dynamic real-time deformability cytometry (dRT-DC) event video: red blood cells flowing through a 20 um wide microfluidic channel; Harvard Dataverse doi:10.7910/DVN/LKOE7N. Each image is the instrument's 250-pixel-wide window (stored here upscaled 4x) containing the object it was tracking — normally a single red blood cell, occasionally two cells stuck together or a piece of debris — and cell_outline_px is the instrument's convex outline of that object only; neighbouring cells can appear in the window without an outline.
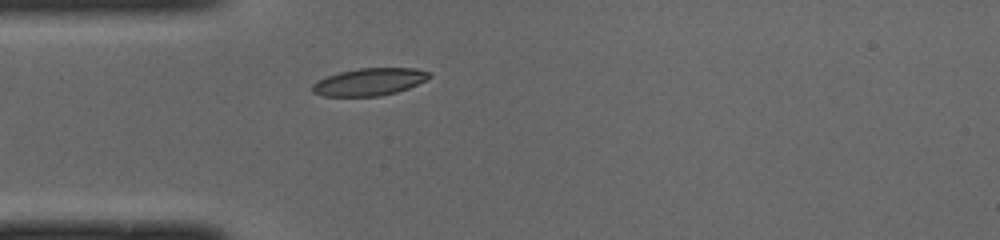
{"species": "common noctule bat (a hibernating species)", "species_latin": "Nyctalus noctula", "temperature_condition": "cold", "stored_images_in_passage": 37, "camera_frame_rate_fps": 3000, "um_per_image_px": 0.085, "animal": {"sex": "male", "body_mass_g": 19.0, "forearm_length_mm": 50.8}, "frame": {"image": 1, "passage_image": 1, "time_ms": 0.0, "image_size_px": [1000, 240], "cell_outline_px": [[432, 76], [408, 88], [396, 92], [380, 96], [324, 96], [312, 92], [312, 84], [316, 80], [340, 72], [360, 68], [416, 68], [432, 72]], "centroid_in_image_um": [31.4, 6.95], "position_along_channel_um": 53.6, "area_um2": 18.61}}
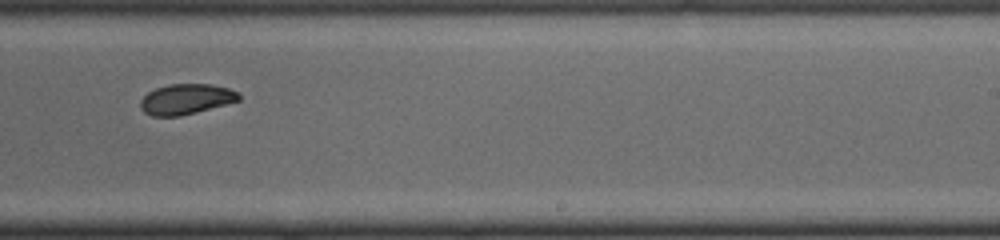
{"frame": {"image": 2, "passage_image": 18, "time_ms": 5.667, "image_size_px": [1000, 240], "cell_outline_px": [[240, 100], [196, 112], [180, 116], [152, 116], [144, 112], [140, 108], [140, 100], [148, 92], [156, 88], [168, 84], [212, 84], [228, 88], [236, 92], [240, 96]], "centroid_in_image_um": [15.78, 8.42], "position_along_channel_um": 273.2, "area_um2": 17.34}}
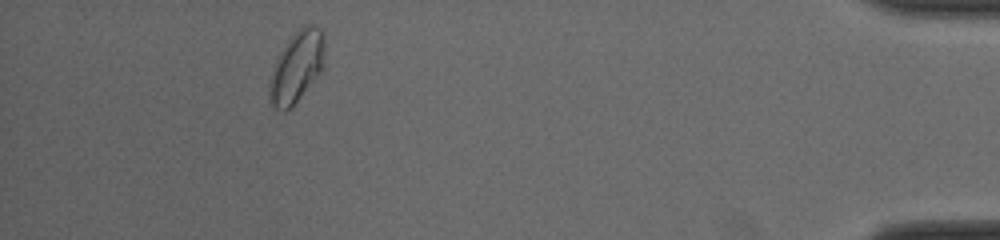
{"frame": {"image": 3, "passage_image": 33, "time_ms": 10.667, "image_size_px": [1000, 240], "cell_outline_px": [[324, 52], [320, 72], [296, 100], [284, 112], [280, 112], [268, 100], [268, 88], [272, 68], [280, 52], [288, 40], [304, 24], [312, 24], [320, 28], [324, 36]], "centroid_in_image_um": [25.18, 5.66], "position_along_channel_um": 410.0, "area_um2": 22.43}, "authors_computed_cell_mechanics": {"area_um2": 18.496, "velocity_mm_per_s": 3.9647, "shape_relaxation_time_tau1_ms": 4.6614, "shape_relaxation_time_tau2_ms": 3.0052, "deformation_change_tau1": 0.1488, "deformation_change_tau2": 0.0599}}